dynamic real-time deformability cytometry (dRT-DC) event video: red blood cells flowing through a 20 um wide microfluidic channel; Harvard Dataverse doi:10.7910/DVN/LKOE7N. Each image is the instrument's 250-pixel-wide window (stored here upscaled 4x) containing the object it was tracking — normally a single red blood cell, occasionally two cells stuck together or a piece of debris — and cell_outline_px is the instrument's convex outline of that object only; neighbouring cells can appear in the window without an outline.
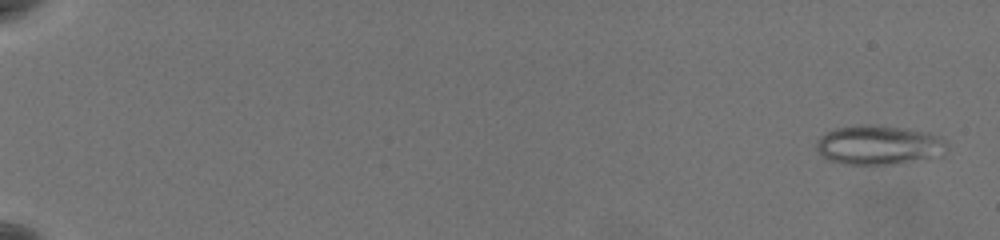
{"species": "common noctule bat (a hibernating species)", "species_latin": "Nyctalus noctula", "temperature_condition": "warm", "stored_images_in_passage": 61, "camera_frame_rate_fps": 3000, "um_per_image_px": 0.085, "animal": {"sex": "female", "body_mass_g": 19.5, "forearm_length_mm": 54.1}, "frame": {"image": 1, "passage_image": 3, "time_ms": 0.667, "image_size_px": [1000, 240], "cell_outline_px": [[948, 148], [944, 156], [892, 164], [844, 164], [824, 160], [816, 148], [816, 144], [820, 136], [836, 128], [864, 124], [876, 124], [908, 128], [928, 132], [940, 136], [948, 144]], "centroid_in_image_um": [74.73, 12.32], "position_along_channel_um": 10.3, "area_um2": 30.52}}
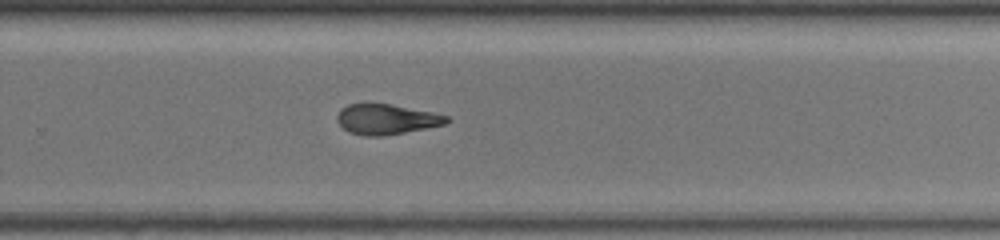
{"frame": {"image": 2, "passage_image": 44, "time_ms": 14.333, "image_size_px": [1000, 240], "cell_outline_px": [[452, 120], [444, 124], [384, 136], [364, 136], [348, 132], [336, 120], [336, 116], [340, 108], [348, 104], [392, 104], [432, 112], [448, 116]], "centroid_in_image_um": [32.82, 10.13], "position_along_channel_um": 297.0, "area_um2": 19.25}}
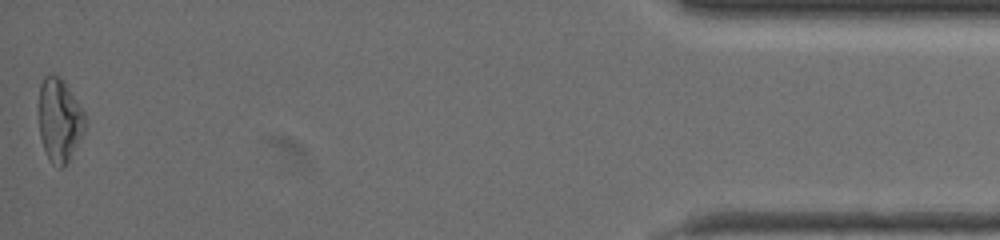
{"frame": {"image": 3, "passage_image": 61, "time_ms": 20.0, "image_size_px": [1000, 240], "cell_outline_px": [[88, 120], [84, 132], [68, 160], [60, 168], [52, 164], [48, 160], [40, 136], [40, 84], [44, 76], [52, 72], [60, 76], [64, 80], [84, 112]], "centroid_in_image_um": [5.07, 10.17], "position_along_channel_um": 430.1, "area_um2": 22.48}, "authors_computed_cell_mechanics": {"area_um2": 21.7328, "velocity_mm_per_s": 3.6767, "shape_relaxation_time_tau1_ms": null, "shape_relaxation_time_tau2_ms": 3.126, "deformation_change_tau1": null, "deformation_change_tau2": 0.1093}}